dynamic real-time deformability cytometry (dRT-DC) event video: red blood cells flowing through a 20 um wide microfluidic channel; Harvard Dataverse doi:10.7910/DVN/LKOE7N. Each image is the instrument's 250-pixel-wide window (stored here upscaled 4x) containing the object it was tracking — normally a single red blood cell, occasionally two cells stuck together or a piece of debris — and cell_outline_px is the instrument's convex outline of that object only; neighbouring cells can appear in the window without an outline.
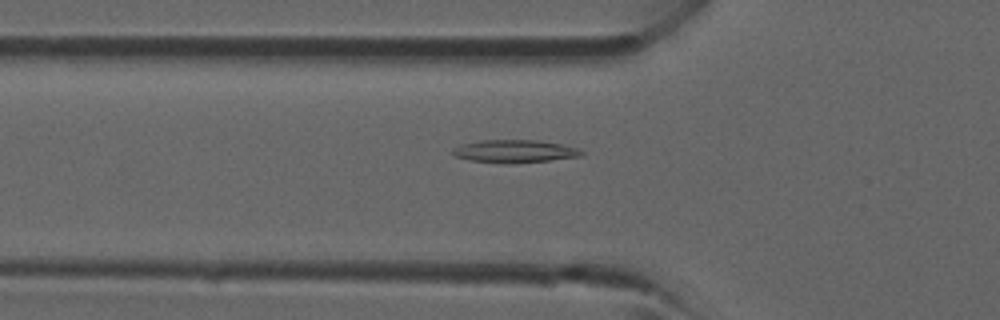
{"species": "common noctule bat (a hibernating species)", "species_latin": "Nyctalus noctula", "temperature_condition": "room temperature", "stored_images_in_passage": 11, "camera_frame_rate_fps": 3000, "um_per_image_px": 0.085, "animal": {"sex": "male", "forearm_length_mm": 52.5}, "frame": {"image": 1, "passage_image": 7, "time_ms": 1.667, "image_size_px": [1000, 320], "cell_outline_px": [[584, 156], [548, 160], [504, 164], [472, 160], [456, 156], [452, 152], [452, 148], [460, 144], [480, 140], [540, 140], [580, 148], [584, 152]], "centroid_in_image_um": [43.77, 12.85], "position_along_channel_um": 82.0, "area_um2": 17.17}}
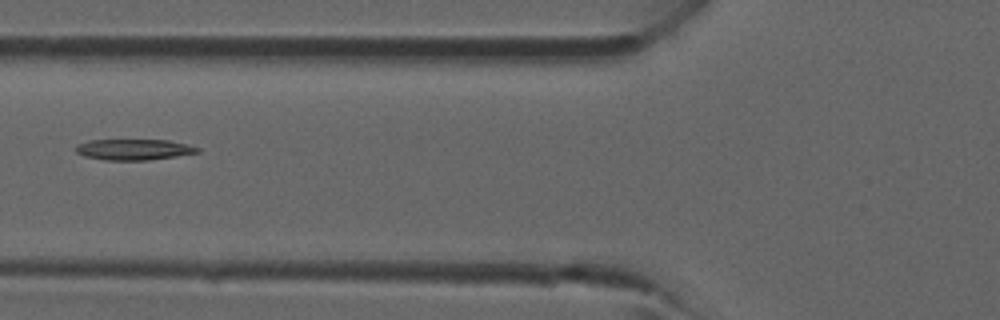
{"frame": {"image": 2, "passage_image": 10, "time_ms": 2.333, "image_size_px": [1000, 320], "cell_outline_px": [[200, 152], [176, 156], [148, 160], [104, 160], [84, 156], [76, 152], [76, 144], [88, 140], [168, 140], [188, 144], [200, 148]], "centroid_in_image_um": [11.37, 12.7], "position_along_channel_um": 114.4, "area_um2": 14.85}}
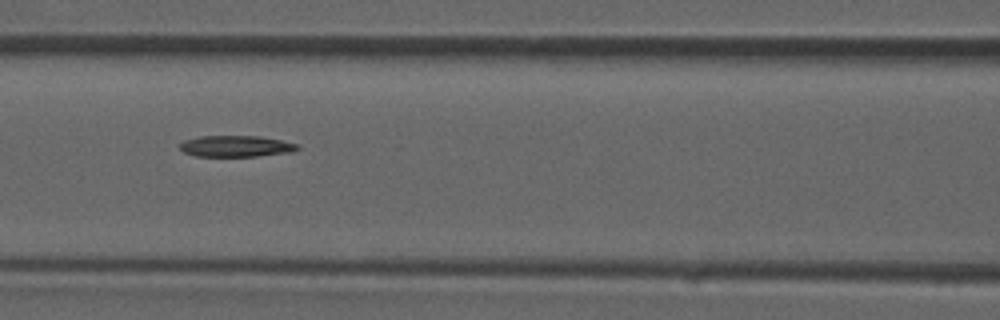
{"frame": {"image": 3, "passage_image": 11, "time_ms": 3.0, "image_size_px": [1000, 320], "cell_outline_px": [[300, 148], [292, 152], [256, 156], [196, 156], [184, 152], [180, 148], [180, 144], [184, 140], [200, 136], [260, 136], [300, 144]], "centroid_in_image_um": [20.09, 12.42], "position_along_channel_um": 146.5, "area_um2": 14.57}}